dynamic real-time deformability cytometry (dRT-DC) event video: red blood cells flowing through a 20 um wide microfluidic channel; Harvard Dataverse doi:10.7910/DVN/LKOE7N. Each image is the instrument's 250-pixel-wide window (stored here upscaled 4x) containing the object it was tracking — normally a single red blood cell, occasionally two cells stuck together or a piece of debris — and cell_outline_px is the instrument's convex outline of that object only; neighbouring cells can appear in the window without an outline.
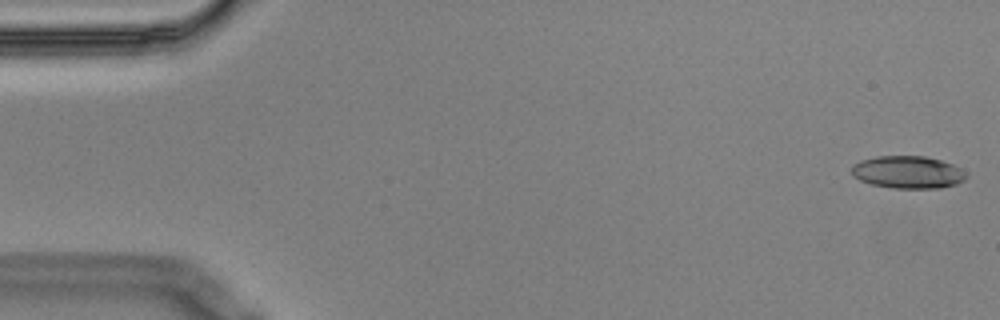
{"species": "Egyptian fruit bat (a non-hibernating species)", "species_latin": "Rousettus aegyptiacus", "temperature_condition": "cold", "stored_images_in_passage": 5, "camera_frame_rate_fps": 3000, "um_per_image_px": 0.085, "animal": {"sex": "male"}, "frame": {"image": 1, "passage_image": 1, "time_ms": 0.0, "image_size_px": [1000, 320], "cell_outline_px": [[968, 176], [964, 180], [956, 184], [940, 188], [892, 188], [872, 184], [860, 180], [852, 172], [852, 164], [860, 160], [876, 156], [924, 156], [940, 160], [952, 164], [964, 172]], "centroid_in_image_um": [77.16, 14.63], "position_along_channel_um": 7.8, "area_um2": 21.56}}
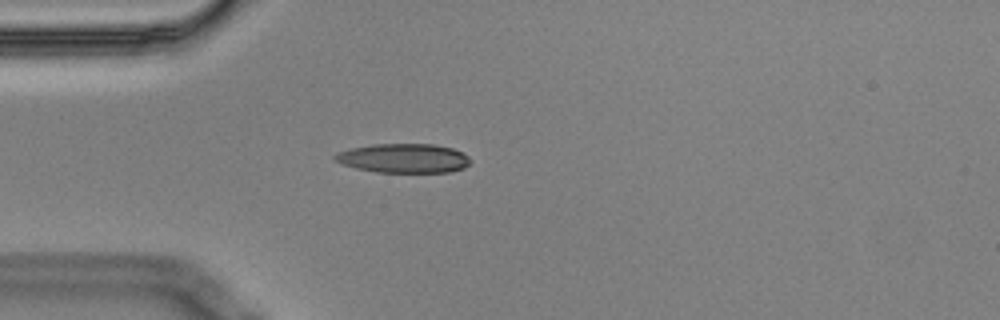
{"frame": {"image": 2, "passage_image": 5, "time_ms": 1.333, "image_size_px": [1000, 320], "cell_outline_px": [[472, 160], [464, 168], [448, 172], [376, 172], [356, 168], [344, 164], [336, 160], [332, 156], [336, 152], [352, 148], [372, 144], [432, 144], [452, 148], [464, 152]], "centroid_in_image_um": [34.33, 13.44], "position_along_channel_um": 50.7, "area_um2": 23.06}}